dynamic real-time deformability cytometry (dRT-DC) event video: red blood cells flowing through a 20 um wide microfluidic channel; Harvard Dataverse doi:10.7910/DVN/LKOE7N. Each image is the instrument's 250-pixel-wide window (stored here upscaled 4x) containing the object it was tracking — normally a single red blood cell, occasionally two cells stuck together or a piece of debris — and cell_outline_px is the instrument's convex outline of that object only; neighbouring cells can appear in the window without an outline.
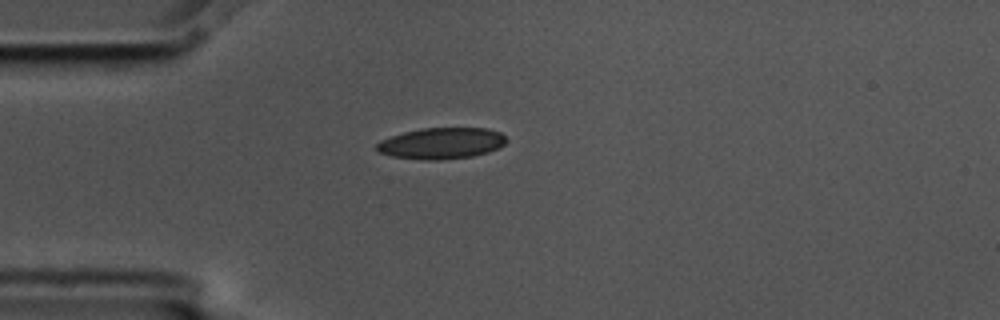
{"species": "common noctule bat (a hibernating species)", "species_latin": "Nyctalus noctula", "temperature_condition": "cold", "stored_images_in_passage": 1, "camera_frame_rate_fps": 3000, "um_per_image_px": 0.085, "animal": {"sex": "male", "body_mass_g": 17.5, "forearm_length_mm": 52.3}, "frame": {"image": 1, "passage_image": 1, "time_ms": 0.0, "image_size_px": [1000, 320], "cell_outline_px": [[508, 140], [504, 144], [488, 152], [472, 156], [436, 160], [424, 160], [392, 156], [380, 152], [376, 148], [376, 144], [380, 140], [404, 132], [420, 128], [488, 128], [500, 132]], "centroid_in_image_um": [37.53, 12.17], "position_along_channel_um": 47.5, "area_um2": 23.47}}